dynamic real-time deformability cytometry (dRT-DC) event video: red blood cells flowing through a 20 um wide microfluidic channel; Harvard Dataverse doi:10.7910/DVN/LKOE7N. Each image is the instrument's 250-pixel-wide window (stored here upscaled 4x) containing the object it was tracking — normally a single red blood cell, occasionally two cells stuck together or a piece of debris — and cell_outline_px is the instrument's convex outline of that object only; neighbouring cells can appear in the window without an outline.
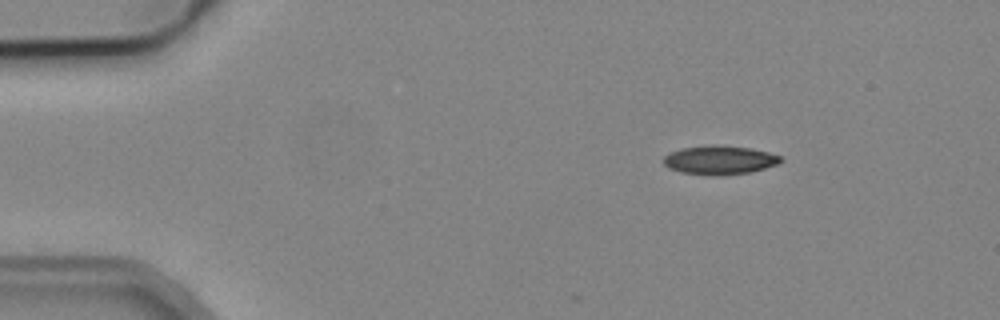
{"species": "common noctule bat (a hibernating species)", "species_latin": "Nyctalus noctula", "temperature_condition": "cold", "stored_images_in_passage": 3, "camera_frame_rate_fps": 3000, "um_per_image_px": 0.085, "animal": {"sex": "male", "body_mass_g": 19.2, "forearm_length_mm": 51.8}, "frame": {"image": 1, "passage_image": 1, "time_ms": 0.0, "image_size_px": [1000, 320], "cell_outline_px": [[784, 160], [776, 164], [752, 172], [716, 176], [712, 176], [680, 172], [668, 168], [664, 164], [664, 156], [680, 148], [712, 144], [720, 144], [748, 148], [768, 152], [780, 156]], "centroid_in_image_um": [61.14, 13.6], "position_along_channel_um": 23.9, "area_um2": 19.83}}